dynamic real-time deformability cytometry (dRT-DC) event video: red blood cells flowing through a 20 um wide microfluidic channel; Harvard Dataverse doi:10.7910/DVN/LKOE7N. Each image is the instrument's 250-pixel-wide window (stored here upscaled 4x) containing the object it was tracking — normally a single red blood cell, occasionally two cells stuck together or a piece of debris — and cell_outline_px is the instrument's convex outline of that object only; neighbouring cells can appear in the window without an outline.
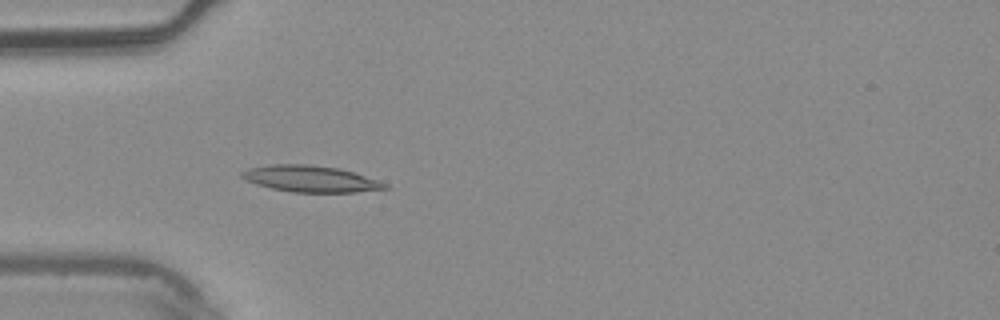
{"species": "common noctule bat (a hibernating species)", "species_latin": "Nyctalus noctula", "temperature_condition": "warm", "stored_images_in_passage": 3, "camera_frame_rate_fps": 3000, "um_per_image_px": 0.085, "animal": {"sex": "male", "body_mass_g": 20.4}, "frame": {"image": 1, "passage_image": 3, "time_ms": 0.667, "image_size_px": [1000, 320], "cell_outline_px": [[392, 188], [356, 192], [292, 192], [272, 188], [256, 184], [240, 176], [240, 172], [248, 168], [268, 164], [308, 164], [340, 168], [380, 180], [388, 184]], "centroid_in_image_um": [26.44, 15.19], "position_along_channel_um": 58.6, "area_um2": 22.2}}